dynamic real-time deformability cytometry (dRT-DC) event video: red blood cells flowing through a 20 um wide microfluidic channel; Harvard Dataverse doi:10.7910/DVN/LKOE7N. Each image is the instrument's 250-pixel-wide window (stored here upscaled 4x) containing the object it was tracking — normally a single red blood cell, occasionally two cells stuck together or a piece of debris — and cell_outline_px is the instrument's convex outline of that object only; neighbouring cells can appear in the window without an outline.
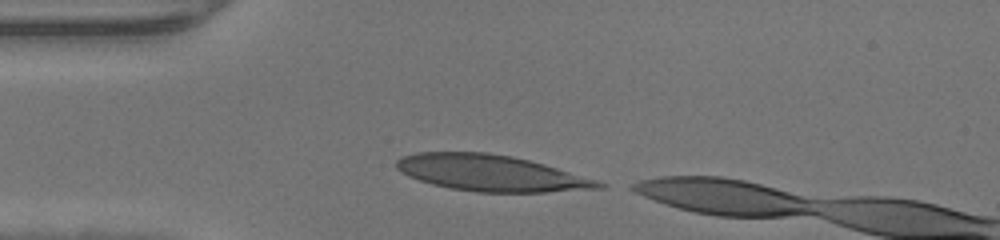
{"species": "human", "species_latin": "Homo sapiens", "temperature_condition": "warm", "stored_images_in_passage": 28, "camera_frame_rate_fps": 3000, "um_per_image_px": 0.085, "donor": {"sex": "male"}, "frame": {"image": 1, "passage_image": 1, "time_ms": 0.0, "image_size_px": [1000, 240], "cell_outline_px": [[608, 188], [548, 192], [476, 192], [448, 188], [432, 184], [408, 176], [400, 172], [396, 168], [396, 160], [400, 156], [416, 152], [488, 152], [512, 156], [544, 164], [596, 180], [608, 184]], "centroid_in_image_um": [41.71, 14.71], "position_along_channel_um": 43.3, "area_um2": 42.83}}
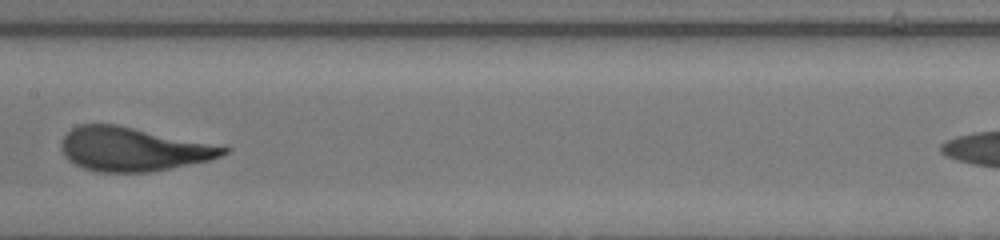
{"frame": {"image": 2, "passage_image": 13, "time_ms": 4.0, "image_size_px": [1000, 240], "cell_outline_px": [[232, 148], [228, 152], [220, 156], [208, 160], [148, 172], [100, 172], [84, 168], [68, 160], [64, 156], [60, 148], [60, 140], [72, 128], [80, 124], [116, 124]], "centroid_in_image_um": [11.24, 12.67], "position_along_channel_um": 196.2, "area_um2": 40.98}}
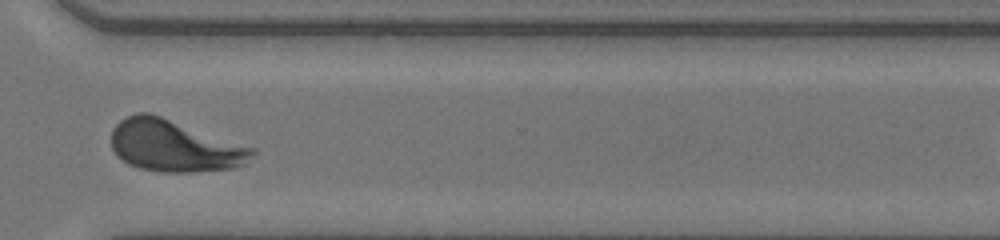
{"frame": {"image": 3, "passage_image": 24, "time_ms": 7.667, "image_size_px": [1000, 240], "cell_outline_px": [[256, 152], [244, 164], [236, 168], [192, 172], [160, 172], [140, 168], [128, 164], [116, 156], [112, 148], [112, 128], [120, 120], [136, 112], [148, 112], [256, 148]], "centroid_in_image_um": [14.82, 12.41], "position_along_channel_um": 355.8, "area_um2": 42.6}}